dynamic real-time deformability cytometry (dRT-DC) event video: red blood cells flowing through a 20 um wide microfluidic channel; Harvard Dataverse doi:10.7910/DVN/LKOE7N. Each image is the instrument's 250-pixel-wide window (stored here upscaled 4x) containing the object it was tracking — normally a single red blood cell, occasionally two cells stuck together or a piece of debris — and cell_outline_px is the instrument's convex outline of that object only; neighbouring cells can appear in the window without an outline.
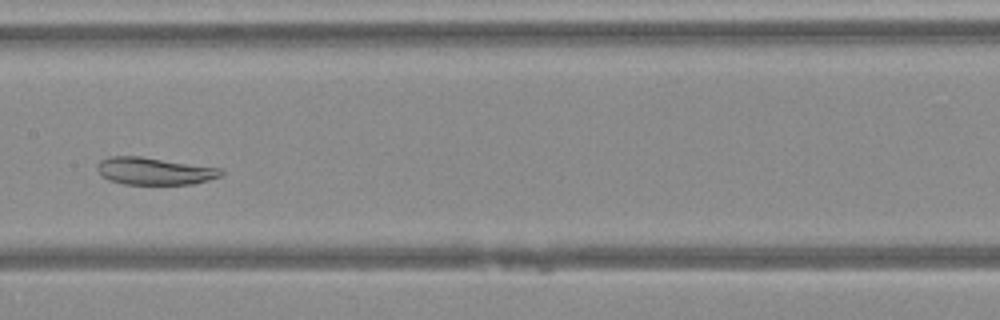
{"species": "Egyptian fruit bat (a non-hibernating species)", "species_latin": "Rousettus aegyptiacus", "temperature_condition": "warm", "stored_images_in_passage": 44, "camera_frame_rate_fps": 3000, "um_per_image_px": 0.085, "animal": {"sex": "female"}, "frame": {"image": 1, "passage_image": 20, "time_ms": 6.333, "image_size_px": [1000, 320], "cell_outline_px": [[224, 172], [220, 176], [208, 180], [192, 184], [124, 184], [108, 180], [100, 176], [96, 168], [96, 164], [100, 160], [112, 156], [140, 156], [224, 168]], "centroid_in_image_um": [13.11, 14.53], "position_along_channel_um": 194.3, "area_um2": 19.94}}
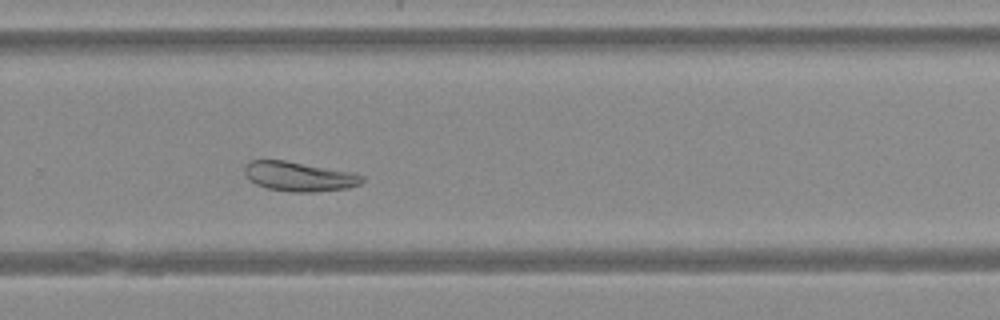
{"frame": {"image": 2, "passage_image": 28, "time_ms": 9.0, "image_size_px": [1000, 320], "cell_outline_px": [[364, 180], [360, 184], [348, 188], [316, 192], [292, 192], [268, 188], [256, 184], [244, 172], [244, 164], [252, 160], [284, 160], [352, 172], [364, 176]], "centroid_in_image_um": [25.44, 15.0], "position_along_channel_um": 304.4, "area_um2": 20.11}}
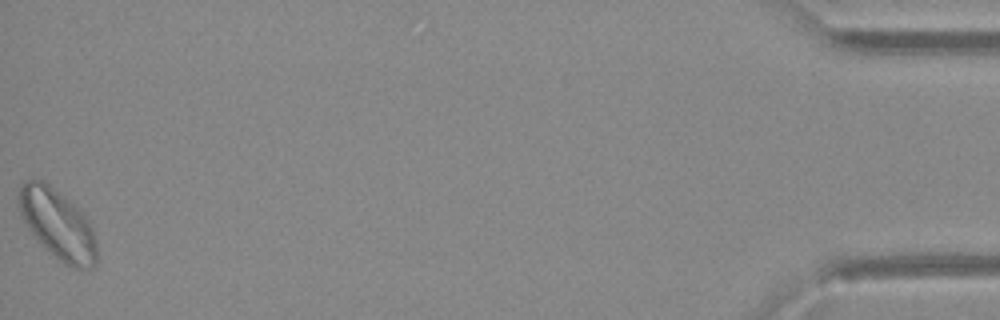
{"frame": {"image": 3, "passage_image": 44, "time_ms": 14.333, "image_size_px": [1000, 320], "cell_outline_px": [[96, 264], [92, 268], [80, 272], [64, 264], [44, 248], [28, 228], [20, 212], [20, 184], [24, 180], [40, 180], [48, 184], [80, 208], [88, 220], [92, 228], [96, 240]], "centroid_in_image_um": [4.95, 19.12], "position_along_channel_um": 430.3, "area_um2": 31.79}}